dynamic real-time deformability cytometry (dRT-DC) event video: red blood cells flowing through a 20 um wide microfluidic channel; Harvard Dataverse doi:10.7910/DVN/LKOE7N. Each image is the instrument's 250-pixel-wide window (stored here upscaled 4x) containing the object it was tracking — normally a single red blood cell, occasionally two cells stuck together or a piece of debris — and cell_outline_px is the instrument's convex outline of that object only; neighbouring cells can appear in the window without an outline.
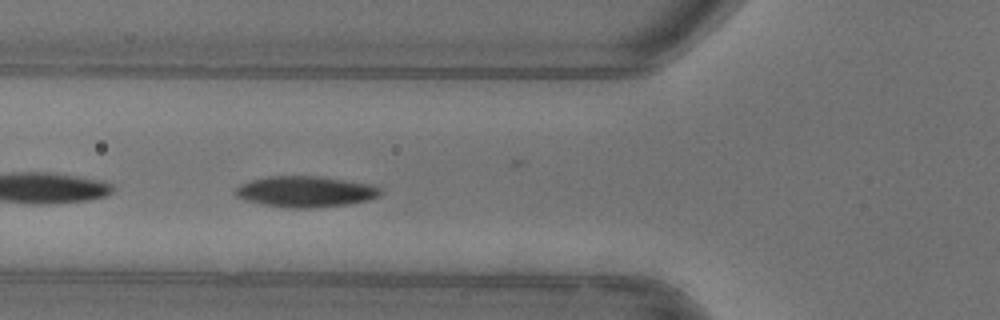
{"species": "common noctule bat (a hibernating species)", "species_latin": "Nyctalus noctula", "temperature_condition": "warm", "stored_images_in_passage": 36, "camera_frame_rate_fps": 3000, "um_per_image_px": 0.085, "animal": {"sex": "female"}, "frame": {"image": 1, "passage_image": 12, "time_ms": 3.667, "image_size_px": [1000, 320], "cell_outline_px": [[380, 196], [368, 200], [348, 204], [308, 208], [292, 208], [260, 204], [244, 200], [236, 196], [232, 192], [240, 184], [252, 180], [268, 176], [316, 176], [376, 184], [380, 188]], "centroid_in_image_um": [25.96, 16.28], "position_along_channel_um": 99.8, "area_um2": 26.3}, "authors_computed_cell_mechanics": {"area_um2": 26.588, "velocity_mm_per_s": 3.9368, "shape_relaxation_time_tau1_ms": 2.8599, "shape_relaxation_time_tau2_ms": 4.8532, "deformation_change_tau1": 0.1405, "deformation_change_tau2": 0.0688}}